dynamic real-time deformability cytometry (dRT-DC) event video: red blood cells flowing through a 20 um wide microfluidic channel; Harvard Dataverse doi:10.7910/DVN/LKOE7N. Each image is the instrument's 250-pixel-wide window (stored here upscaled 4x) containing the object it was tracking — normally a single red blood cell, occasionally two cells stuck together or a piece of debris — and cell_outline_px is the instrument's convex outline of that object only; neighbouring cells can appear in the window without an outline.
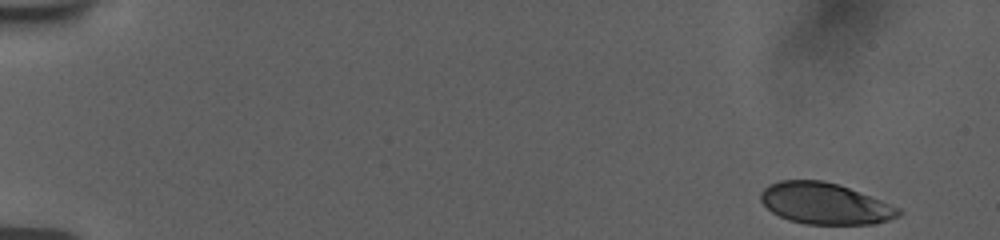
{"species": "human", "species_latin": "Homo sapiens", "temperature_condition": "room temperature", "stored_images_in_passage": 53, "camera_frame_rate_fps": 3000, "um_per_image_px": 0.085, "donor": {"sex": "female"}, "frame": {"image": 1, "passage_image": 1, "time_ms": 0.0, "image_size_px": [1000, 240], "cell_outline_px": [[904, 212], [900, 216], [876, 224], [804, 224], [788, 220], [772, 212], [760, 200], [760, 192], [768, 184], [780, 180], [824, 180], [840, 184], [900, 208]], "centroid_in_image_um": [70.12, 17.3], "position_along_channel_um": 14.9, "area_um2": 33.41}}
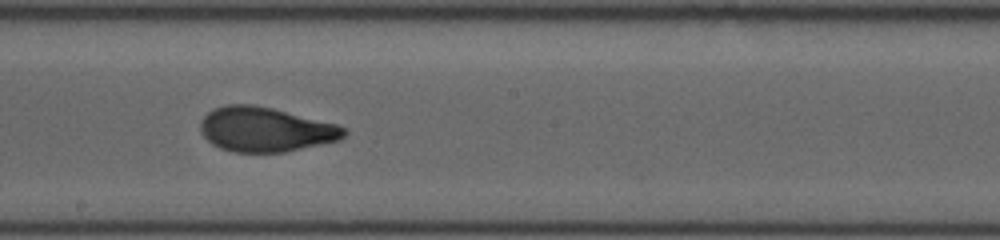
{"frame": {"image": 2, "passage_image": 30, "time_ms": 9.667, "image_size_px": [1000, 240], "cell_outline_px": [[348, 132], [340, 140], [284, 152], [232, 152], [220, 148], [212, 144], [200, 132], [200, 120], [208, 112], [224, 104], [256, 104], [336, 124], [348, 128]], "centroid_in_image_um": [22.55, 11.0], "position_along_channel_um": 225.6, "area_um2": 37.4}}
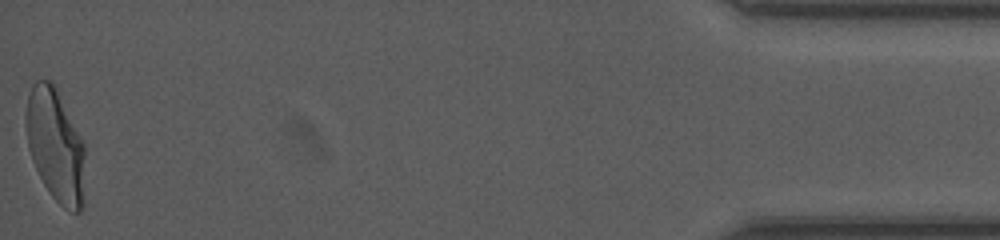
{"frame": {"image": 3, "passage_image": 53, "time_ms": 17.333, "image_size_px": [1000, 240], "cell_outline_px": [[84, 204], [80, 212], [72, 212], [64, 208], [52, 196], [44, 184], [32, 160], [28, 148], [24, 124], [28, 96], [32, 84], [36, 80], [52, 80], [84, 144]], "centroid_in_image_um": [4.7, 12.36], "position_along_channel_um": 430.5, "area_um2": 38.9}, "authors_computed_cell_mechanics": {"area_um2": 36.992, "velocity_mm_per_s": 3.7625, "shape_relaxation_time_tau1_ms": 4.1844, "shape_relaxation_time_tau2_ms": 0.7815, "deformation_change_tau1": 0.1717, "deformation_change_tau2": 0.0677}}